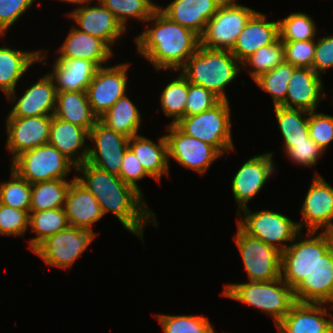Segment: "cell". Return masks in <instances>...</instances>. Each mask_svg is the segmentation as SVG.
Returning a JSON list of instances; mask_svg holds the SVG:
<instances>
[{"mask_svg":"<svg viewBox=\"0 0 333 333\" xmlns=\"http://www.w3.org/2000/svg\"><path fill=\"white\" fill-rule=\"evenodd\" d=\"M75 179L90 191L101 206L104 215L110 212L130 233L139 236L144 243L147 223L158 227L155 213L147 207L146 200L118 175L108 173L85 161L76 166Z\"/></svg>","mask_w":333,"mask_h":333,"instance_id":"obj_1","label":"cell"},{"mask_svg":"<svg viewBox=\"0 0 333 333\" xmlns=\"http://www.w3.org/2000/svg\"><path fill=\"white\" fill-rule=\"evenodd\" d=\"M151 23L135 37L136 51L156 71L180 70L200 45V37L167 17L159 8L146 21Z\"/></svg>","mask_w":333,"mask_h":333,"instance_id":"obj_2","label":"cell"},{"mask_svg":"<svg viewBox=\"0 0 333 333\" xmlns=\"http://www.w3.org/2000/svg\"><path fill=\"white\" fill-rule=\"evenodd\" d=\"M241 69V63L230 50L199 45L180 71L190 83L204 87L221 100H228L225 87L236 79Z\"/></svg>","mask_w":333,"mask_h":333,"instance_id":"obj_3","label":"cell"},{"mask_svg":"<svg viewBox=\"0 0 333 333\" xmlns=\"http://www.w3.org/2000/svg\"><path fill=\"white\" fill-rule=\"evenodd\" d=\"M223 295L268 314L275 326L296 302L293 289L281 278L268 282L225 284Z\"/></svg>","mask_w":333,"mask_h":333,"instance_id":"obj_4","label":"cell"},{"mask_svg":"<svg viewBox=\"0 0 333 333\" xmlns=\"http://www.w3.org/2000/svg\"><path fill=\"white\" fill-rule=\"evenodd\" d=\"M301 233L281 253V279L292 289L312 272L320 257L333 246V232L307 231V239L301 238L305 237Z\"/></svg>","mask_w":333,"mask_h":333,"instance_id":"obj_5","label":"cell"},{"mask_svg":"<svg viewBox=\"0 0 333 333\" xmlns=\"http://www.w3.org/2000/svg\"><path fill=\"white\" fill-rule=\"evenodd\" d=\"M229 104V100H221L209 110L181 118L175 125L186 135L214 146L223 155L235 150Z\"/></svg>","mask_w":333,"mask_h":333,"instance_id":"obj_6","label":"cell"},{"mask_svg":"<svg viewBox=\"0 0 333 333\" xmlns=\"http://www.w3.org/2000/svg\"><path fill=\"white\" fill-rule=\"evenodd\" d=\"M237 214L240 218L237 225L246 234L262 240L281 253L289 246L285 242L291 244L300 232L297 222L269 209L252 212L249 207H246Z\"/></svg>","mask_w":333,"mask_h":333,"instance_id":"obj_7","label":"cell"},{"mask_svg":"<svg viewBox=\"0 0 333 333\" xmlns=\"http://www.w3.org/2000/svg\"><path fill=\"white\" fill-rule=\"evenodd\" d=\"M11 169L30 184L66 179L76 166L58 149L47 143L25 151L11 160Z\"/></svg>","mask_w":333,"mask_h":333,"instance_id":"obj_8","label":"cell"},{"mask_svg":"<svg viewBox=\"0 0 333 333\" xmlns=\"http://www.w3.org/2000/svg\"><path fill=\"white\" fill-rule=\"evenodd\" d=\"M237 0H225L207 22L200 45L209 49L231 50L250 18L257 12Z\"/></svg>","mask_w":333,"mask_h":333,"instance_id":"obj_9","label":"cell"},{"mask_svg":"<svg viewBox=\"0 0 333 333\" xmlns=\"http://www.w3.org/2000/svg\"><path fill=\"white\" fill-rule=\"evenodd\" d=\"M96 236L92 228L68 226L45 238L31 252L48 266L68 269L87 250Z\"/></svg>","mask_w":333,"mask_h":333,"instance_id":"obj_10","label":"cell"},{"mask_svg":"<svg viewBox=\"0 0 333 333\" xmlns=\"http://www.w3.org/2000/svg\"><path fill=\"white\" fill-rule=\"evenodd\" d=\"M234 240L249 281L268 282L281 278L280 251L246 234L238 225Z\"/></svg>","mask_w":333,"mask_h":333,"instance_id":"obj_11","label":"cell"},{"mask_svg":"<svg viewBox=\"0 0 333 333\" xmlns=\"http://www.w3.org/2000/svg\"><path fill=\"white\" fill-rule=\"evenodd\" d=\"M166 129L168 159H174L182 167L202 175L216 159L222 158L214 146L186 135L175 124L169 123Z\"/></svg>","mask_w":333,"mask_h":333,"instance_id":"obj_12","label":"cell"},{"mask_svg":"<svg viewBox=\"0 0 333 333\" xmlns=\"http://www.w3.org/2000/svg\"><path fill=\"white\" fill-rule=\"evenodd\" d=\"M130 63L99 67L86 90L88 101L98 119L127 93Z\"/></svg>","mask_w":333,"mask_h":333,"instance_id":"obj_13","label":"cell"},{"mask_svg":"<svg viewBox=\"0 0 333 333\" xmlns=\"http://www.w3.org/2000/svg\"><path fill=\"white\" fill-rule=\"evenodd\" d=\"M87 162L95 167L119 175L124 153L128 148L129 137L108 128L100 120L89 131Z\"/></svg>","mask_w":333,"mask_h":333,"instance_id":"obj_14","label":"cell"},{"mask_svg":"<svg viewBox=\"0 0 333 333\" xmlns=\"http://www.w3.org/2000/svg\"><path fill=\"white\" fill-rule=\"evenodd\" d=\"M314 175L300 208L303 222L297 224L300 231L305 225L307 231L333 232V187L320 174Z\"/></svg>","mask_w":333,"mask_h":333,"instance_id":"obj_15","label":"cell"},{"mask_svg":"<svg viewBox=\"0 0 333 333\" xmlns=\"http://www.w3.org/2000/svg\"><path fill=\"white\" fill-rule=\"evenodd\" d=\"M273 152H266L250 157L236 172L232 179V193L236 204L237 212L248 207L251 201L263 188L264 184L271 178L276 169L273 162Z\"/></svg>","mask_w":333,"mask_h":333,"instance_id":"obj_16","label":"cell"},{"mask_svg":"<svg viewBox=\"0 0 333 333\" xmlns=\"http://www.w3.org/2000/svg\"><path fill=\"white\" fill-rule=\"evenodd\" d=\"M51 115L6 117V148L13 157L49 142Z\"/></svg>","mask_w":333,"mask_h":333,"instance_id":"obj_17","label":"cell"},{"mask_svg":"<svg viewBox=\"0 0 333 333\" xmlns=\"http://www.w3.org/2000/svg\"><path fill=\"white\" fill-rule=\"evenodd\" d=\"M97 6L87 3L75 7L68 16L76 23V29L103 40L111 49L115 42L125 33L123 26L114 14L99 0ZM92 5V6H89Z\"/></svg>","mask_w":333,"mask_h":333,"instance_id":"obj_18","label":"cell"},{"mask_svg":"<svg viewBox=\"0 0 333 333\" xmlns=\"http://www.w3.org/2000/svg\"><path fill=\"white\" fill-rule=\"evenodd\" d=\"M15 93L14 90L6 97L8 101L16 102L7 117L54 115L57 90L53 79L47 73L32 86L30 85L21 97L17 98Z\"/></svg>","mask_w":333,"mask_h":333,"instance_id":"obj_19","label":"cell"},{"mask_svg":"<svg viewBox=\"0 0 333 333\" xmlns=\"http://www.w3.org/2000/svg\"><path fill=\"white\" fill-rule=\"evenodd\" d=\"M293 293L297 302L330 304L328 308L333 310V246L320 257Z\"/></svg>","mask_w":333,"mask_h":333,"instance_id":"obj_20","label":"cell"},{"mask_svg":"<svg viewBox=\"0 0 333 333\" xmlns=\"http://www.w3.org/2000/svg\"><path fill=\"white\" fill-rule=\"evenodd\" d=\"M324 305L296 301L276 325L277 333H333V314Z\"/></svg>","mask_w":333,"mask_h":333,"instance_id":"obj_21","label":"cell"},{"mask_svg":"<svg viewBox=\"0 0 333 333\" xmlns=\"http://www.w3.org/2000/svg\"><path fill=\"white\" fill-rule=\"evenodd\" d=\"M323 87L321 75L313 69L296 67L288 83L282 106L308 112L316 111L319 102L325 98Z\"/></svg>","mask_w":333,"mask_h":333,"instance_id":"obj_22","label":"cell"},{"mask_svg":"<svg viewBox=\"0 0 333 333\" xmlns=\"http://www.w3.org/2000/svg\"><path fill=\"white\" fill-rule=\"evenodd\" d=\"M225 0H173L166 7L158 8L172 21L192 30L199 37L207 22Z\"/></svg>","mask_w":333,"mask_h":333,"instance_id":"obj_23","label":"cell"},{"mask_svg":"<svg viewBox=\"0 0 333 333\" xmlns=\"http://www.w3.org/2000/svg\"><path fill=\"white\" fill-rule=\"evenodd\" d=\"M279 38V21H268L266 14L257 11L239 34L230 52L242 63L262 46Z\"/></svg>","mask_w":333,"mask_h":333,"instance_id":"obj_24","label":"cell"},{"mask_svg":"<svg viewBox=\"0 0 333 333\" xmlns=\"http://www.w3.org/2000/svg\"><path fill=\"white\" fill-rule=\"evenodd\" d=\"M86 139H89V132L86 129L51 115L48 143L58 149L75 166L87 160L89 145L85 143Z\"/></svg>","mask_w":333,"mask_h":333,"instance_id":"obj_25","label":"cell"},{"mask_svg":"<svg viewBox=\"0 0 333 333\" xmlns=\"http://www.w3.org/2000/svg\"><path fill=\"white\" fill-rule=\"evenodd\" d=\"M44 49L37 51H22L8 46L0 47V90L7 97L12 91H16L17 83L34 63L41 62L47 65Z\"/></svg>","mask_w":333,"mask_h":333,"instance_id":"obj_26","label":"cell"},{"mask_svg":"<svg viewBox=\"0 0 333 333\" xmlns=\"http://www.w3.org/2000/svg\"><path fill=\"white\" fill-rule=\"evenodd\" d=\"M71 27L58 48L56 59H84L94 62L98 67L110 61L114 54L103 40Z\"/></svg>","mask_w":333,"mask_h":333,"instance_id":"obj_27","label":"cell"},{"mask_svg":"<svg viewBox=\"0 0 333 333\" xmlns=\"http://www.w3.org/2000/svg\"><path fill=\"white\" fill-rule=\"evenodd\" d=\"M63 208L69 226L77 228L93 229V224L104 216L93 194L76 179L70 184Z\"/></svg>","mask_w":333,"mask_h":333,"instance_id":"obj_28","label":"cell"},{"mask_svg":"<svg viewBox=\"0 0 333 333\" xmlns=\"http://www.w3.org/2000/svg\"><path fill=\"white\" fill-rule=\"evenodd\" d=\"M52 66V72L47 74L53 79L57 92H86L99 68L84 59H56Z\"/></svg>","mask_w":333,"mask_h":333,"instance_id":"obj_29","label":"cell"},{"mask_svg":"<svg viewBox=\"0 0 333 333\" xmlns=\"http://www.w3.org/2000/svg\"><path fill=\"white\" fill-rule=\"evenodd\" d=\"M158 142L156 144L148 137L139 134L129 138L128 147L151 178L160 182L162 175L169 176L170 160L166 136L159 137Z\"/></svg>","mask_w":333,"mask_h":333,"instance_id":"obj_30","label":"cell"},{"mask_svg":"<svg viewBox=\"0 0 333 333\" xmlns=\"http://www.w3.org/2000/svg\"><path fill=\"white\" fill-rule=\"evenodd\" d=\"M54 116L63 121L81 126L88 132L99 120L90 107L85 91L57 92Z\"/></svg>","mask_w":333,"mask_h":333,"instance_id":"obj_31","label":"cell"},{"mask_svg":"<svg viewBox=\"0 0 333 333\" xmlns=\"http://www.w3.org/2000/svg\"><path fill=\"white\" fill-rule=\"evenodd\" d=\"M141 113L136 105L124 95L99 120L108 128L129 138L139 135Z\"/></svg>","mask_w":333,"mask_h":333,"instance_id":"obj_32","label":"cell"},{"mask_svg":"<svg viewBox=\"0 0 333 333\" xmlns=\"http://www.w3.org/2000/svg\"><path fill=\"white\" fill-rule=\"evenodd\" d=\"M67 179H54L32 184L31 205L29 212L63 208L71 182Z\"/></svg>","mask_w":333,"mask_h":333,"instance_id":"obj_33","label":"cell"},{"mask_svg":"<svg viewBox=\"0 0 333 333\" xmlns=\"http://www.w3.org/2000/svg\"><path fill=\"white\" fill-rule=\"evenodd\" d=\"M29 213L30 228L28 230L36 233V237L29 240L28 248L31 251L45 238L69 226L64 208L47 209Z\"/></svg>","mask_w":333,"mask_h":333,"instance_id":"obj_34","label":"cell"},{"mask_svg":"<svg viewBox=\"0 0 333 333\" xmlns=\"http://www.w3.org/2000/svg\"><path fill=\"white\" fill-rule=\"evenodd\" d=\"M274 112L283 142H300L309 138V112L302 109L275 106Z\"/></svg>","mask_w":333,"mask_h":333,"instance_id":"obj_35","label":"cell"},{"mask_svg":"<svg viewBox=\"0 0 333 333\" xmlns=\"http://www.w3.org/2000/svg\"><path fill=\"white\" fill-rule=\"evenodd\" d=\"M189 81L179 72L178 76L167 83L160 95L161 109L165 116L172 117L176 124L185 117Z\"/></svg>","mask_w":333,"mask_h":333,"instance_id":"obj_36","label":"cell"},{"mask_svg":"<svg viewBox=\"0 0 333 333\" xmlns=\"http://www.w3.org/2000/svg\"><path fill=\"white\" fill-rule=\"evenodd\" d=\"M296 67L283 61L270 71L261 74L254 80L256 85L263 91L269 93L273 100L274 107L282 106L288 90V83Z\"/></svg>","mask_w":333,"mask_h":333,"instance_id":"obj_37","label":"cell"},{"mask_svg":"<svg viewBox=\"0 0 333 333\" xmlns=\"http://www.w3.org/2000/svg\"><path fill=\"white\" fill-rule=\"evenodd\" d=\"M107 9H109L117 21L127 29L128 19L146 21L153 15L159 5L153 0H99Z\"/></svg>","mask_w":333,"mask_h":333,"instance_id":"obj_38","label":"cell"},{"mask_svg":"<svg viewBox=\"0 0 333 333\" xmlns=\"http://www.w3.org/2000/svg\"><path fill=\"white\" fill-rule=\"evenodd\" d=\"M284 61V46L283 41L278 38L271 45L262 46L242 63V68L249 66L250 75L255 80L261 74H264L275 68Z\"/></svg>","mask_w":333,"mask_h":333,"instance_id":"obj_39","label":"cell"},{"mask_svg":"<svg viewBox=\"0 0 333 333\" xmlns=\"http://www.w3.org/2000/svg\"><path fill=\"white\" fill-rule=\"evenodd\" d=\"M8 181L0 183V203L30 211L32 184L11 169Z\"/></svg>","mask_w":333,"mask_h":333,"instance_id":"obj_40","label":"cell"},{"mask_svg":"<svg viewBox=\"0 0 333 333\" xmlns=\"http://www.w3.org/2000/svg\"><path fill=\"white\" fill-rule=\"evenodd\" d=\"M155 317L164 333H215L208 317L203 314L201 316L155 314Z\"/></svg>","mask_w":333,"mask_h":333,"instance_id":"obj_41","label":"cell"},{"mask_svg":"<svg viewBox=\"0 0 333 333\" xmlns=\"http://www.w3.org/2000/svg\"><path fill=\"white\" fill-rule=\"evenodd\" d=\"M316 32V23L306 13H291L279 20V38L282 41L312 40Z\"/></svg>","mask_w":333,"mask_h":333,"instance_id":"obj_42","label":"cell"},{"mask_svg":"<svg viewBox=\"0 0 333 333\" xmlns=\"http://www.w3.org/2000/svg\"><path fill=\"white\" fill-rule=\"evenodd\" d=\"M283 143V152L296 165L312 167L317 165L318 160L326 153L310 137L306 138V141Z\"/></svg>","mask_w":333,"mask_h":333,"instance_id":"obj_43","label":"cell"},{"mask_svg":"<svg viewBox=\"0 0 333 333\" xmlns=\"http://www.w3.org/2000/svg\"><path fill=\"white\" fill-rule=\"evenodd\" d=\"M30 213L0 203V235L24 236L29 229Z\"/></svg>","mask_w":333,"mask_h":333,"instance_id":"obj_44","label":"cell"},{"mask_svg":"<svg viewBox=\"0 0 333 333\" xmlns=\"http://www.w3.org/2000/svg\"><path fill=\"white\" fill-rule=\"evenodd\" d=\"M284 61L295 67L313 69L316 40L283 41Z\"/></svg>","mask_w":333,"mask_h":333,"instance_id":"obj_45","label":"cell"},{"mask_svg":"<svg viewBox=\"0 0 333 333\" xmlns=\"http://www.w3.org/2000/svg\"><path fill=\"white\" fill-rule=\"evenodd\" d=\"M308 129L310 138L326 151L333 141V116L322 112H309Z\"/></svg>","mask_w":333,"mask_h":333,"instance_id":"obj_46","label":"cell"},{"mask_svg":"<svg viewBox=\"0 0 333 333\" xmlns=\"http://www.w3.org/2000/svg\"><path fill=\"white\" fill-rule=\"evenodd\" d=\"M221 99L213 92L189 82L185 116L202 113L217 105Z\"/></svg>","mask_w":333,"mask_h":333,"instance_id":"obj_47","label":"cell"},{"mask_svg":"<svg viewBox=\"0 0 333 333\" xmlns=\"http://www.w3.org/2000/svg\"><path fill=\"white\" fill-rule=\"evenodd\" d=\"M35 0H0V37L7 35L17 20L32 6Z\"/></svg>","mask_w":333,"mask_h":333,"instance_id":"obj_48","label":"cell"},{"mask_svg":"<svg viewBox=\"0 0 333 333\" xmlns=\"http://www.w3.org/2000/svg\"><path fill=\"white\" fill-rule=\"evenodd\" d=\"M127 185L133 187L142 196V191L138 186L137 181L145 177H151L143 168V166L138 161L137 156L128 147L124 153V158L121 164V171L118 175Z\"/></svg>","mask_w":333,"mask_h":333,"instance_id":"obj_49","label":"cell"},{"mask_svg":"<svg viewBox=\"0 0 333 333\" xmlns=\"http://www.w3.org/2000/svg\"><path fill=\"white\" fill-rule=\"evenodd\" d=\"M331 68H333V33L317 39L313 59V70L319 75Z\"/></svg>","mask_w":333,"mask_h":333,"instance_id":"obj_50","label":"cell"},{"mask_svg":"<svg viewBox=\"0 0 333 333\" xmlns=\"http://www.w3.org/2000/svg\"><path fill=\"white\" fill-rule=\"evenodd\" d=\"M60 1H64L65 3H70V4H75L78 5L77 7L83 6L87 3H92L93 0H60Z\"/></svg>","mask_w":333,"mask_h":333,"instance_id":"obj_51","label":"cell"}]
</instances>
